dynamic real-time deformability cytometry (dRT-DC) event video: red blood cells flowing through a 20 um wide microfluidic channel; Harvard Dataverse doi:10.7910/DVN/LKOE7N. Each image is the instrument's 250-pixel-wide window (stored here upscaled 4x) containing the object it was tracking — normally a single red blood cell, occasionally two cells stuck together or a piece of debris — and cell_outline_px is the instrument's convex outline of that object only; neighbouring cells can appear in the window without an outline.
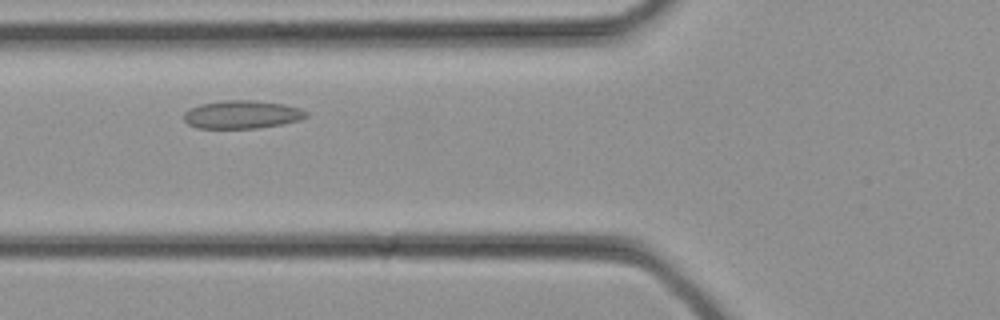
{"species": "common noctule bat (a hibernating species)", "species_latin": "Nyctalus noctula", "temperature_condition": "cold", "stored_images_in_passage": 28, "camera_frame_rate_fps": 3000, "um_per_image_px": 0.085, "animal": {"sex": "female", "body_mass_g": 21.9}, "frame": {"image": 1, "passage_image": 7, "time_ms": 2.0, "image_size_px": [1000, 320], "cell_outline_px": [[308, 116], [300, 120], [280, 124], [256, 128], [196, 128], [188, 124], [184, 120], [184, 112], [188, 108], [200, 104], [228, 100], [252, 100], [284, 104], [300, 108], [308, 112]], "centroid_in_image_um": [20.55, 9.73], "position_along_channel_um": 105.2, "area_um2": 20.06}}
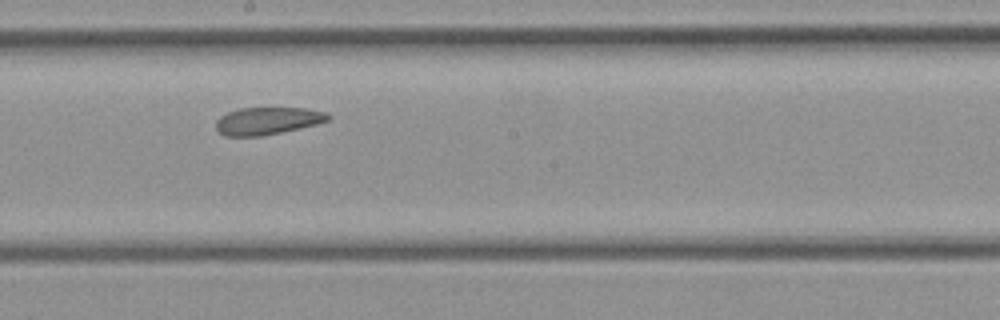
{"frame": {"image": 2, "passage_image": 13, "time_ms": 4.0, "image_size_px": [1000, 320], "cell_outline_px": [[332, 120], [300, 128], [260, 136], [224, 136], [216, 128], [216, 120], [220, 116], [228, 112], [240, 108], [304, 108], [328, 112], [332, 116]], "centroid_in_image_um": [22.78, 10.26], "position_along_channel_um": 225.4, "area_um2": 17.98}}
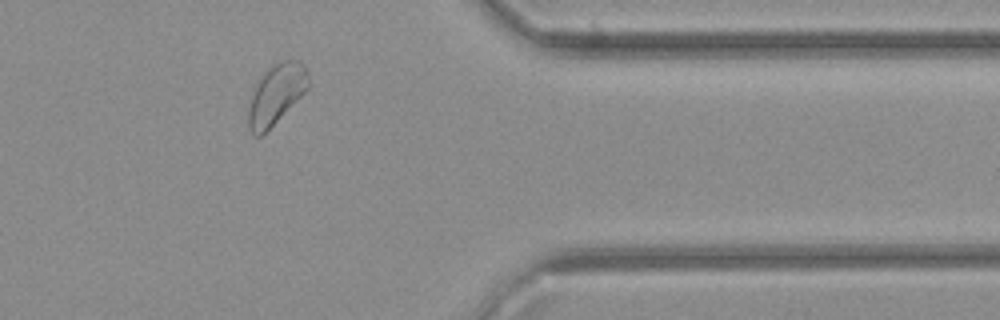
{"frame": {"image": 3, "passage_image": 22, "time_ms": 7.0, "image_size_px": [1000, 320], "cell_outline_px": [[308, 88], [260, 136], [252, 136], [248, 128], [248, 112], [252, 96], [256, 84], [260, 76], [272, 64], [280, 60], [300, 60], [308, 68]], "centroid_in_image_um": [23.47, 7.95], "position_along_channel_um": 387.9, "area_um2": 20.58}}